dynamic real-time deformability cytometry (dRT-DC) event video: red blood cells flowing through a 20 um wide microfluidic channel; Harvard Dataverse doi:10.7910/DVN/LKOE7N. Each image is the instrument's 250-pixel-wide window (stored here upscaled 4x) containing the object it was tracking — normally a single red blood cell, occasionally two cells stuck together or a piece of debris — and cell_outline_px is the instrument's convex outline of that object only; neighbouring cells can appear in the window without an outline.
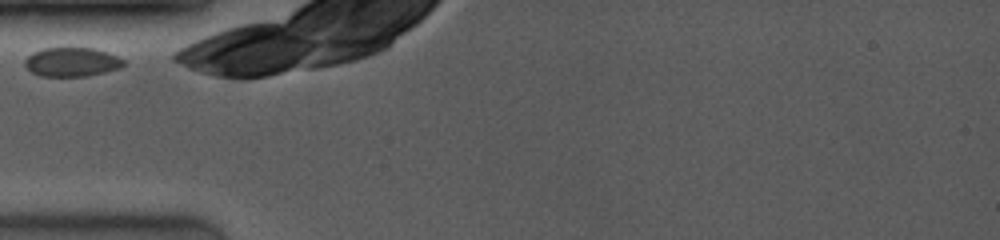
{"species": "common noctule bat (a hibernating species)", "species_latin": "Nyctalus noctula", "temperature_condition": "room temperature", "stored_images_in_passage": 29, "camera_frame_rate_fps": 4000, "um_per_image_px": 0.085, "animal": {"sex": "female", "body_mass_g": 19.0, "forearm_length_mm": 53.3}, "frame": {"image": 1, "passage_image": 1, "time_ms": 0.0, "image_size_px": [1000, 240], "cell_outline_px": [[124, 64], [120, 68], [104, 72], [84, 76], [40, 76], [32, 72], [24, 64], [24, 60], [32, 52], [44, 48], [92, 48], [116, 56], [124, 60]], "centroid_in_image_um": [6.06, 5.27], "position_along_channel_um": 78.9, "area_um2": 16.47}}